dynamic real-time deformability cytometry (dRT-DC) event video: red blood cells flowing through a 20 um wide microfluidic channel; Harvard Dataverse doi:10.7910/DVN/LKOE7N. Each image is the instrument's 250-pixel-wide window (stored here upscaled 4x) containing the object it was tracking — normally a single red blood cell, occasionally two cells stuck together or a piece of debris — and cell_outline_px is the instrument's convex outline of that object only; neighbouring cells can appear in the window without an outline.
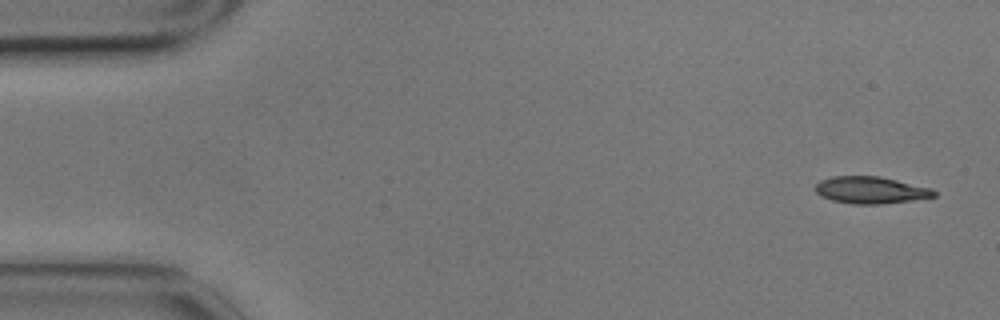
{"species": "common noctule bat (a hibernating species)", "species_latin": "Nyctalus noctula", "temperature_condition": "cold", "stored_images_in_passage": 6, "camera_frame_rate_fps": 3000, "um_per_image_px": 0.085, "animal": {"sex": "male", "body_mass_g": 17.9}, "frame": {"image": 1, "passage_image": 1, "time_ms": 0.0, "image_size_px": [1000, 320], "cell_outline_px": [[936, 196], [880, 204], [852, 204], [832, 200], [820, 196], [816, 192], [816, 184], [820, 180], [832, 176], [880, 176], [932, 188], [936, 192]], "centroid_in_image_um": [73.98, 16.15], "position_along_channel_um": 11.0, "area_um2": 18.55}}
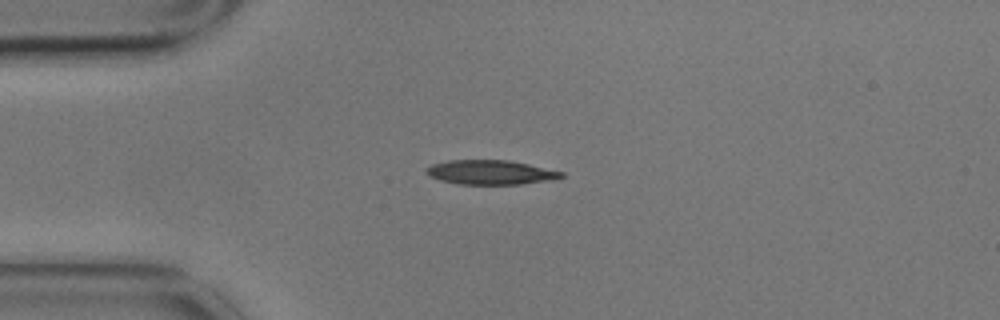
{"frame": {"image": 2, "passage_image": 4, "time_ms": 1.0, "image_size_px": [1000, 320], "cell_outline_px": [[564, 176], [552, 180], [520, 184], [460, 184], [440, 180], [428, 176], [424, 172], [424, 168], [432, 164], [448, 160], [508, 160], [528, 164], [564, 172]], "centroid_in_image_um": [41.65, 14.64], "position_along_channel_um": 43.3, "area_um2": 19.25}}